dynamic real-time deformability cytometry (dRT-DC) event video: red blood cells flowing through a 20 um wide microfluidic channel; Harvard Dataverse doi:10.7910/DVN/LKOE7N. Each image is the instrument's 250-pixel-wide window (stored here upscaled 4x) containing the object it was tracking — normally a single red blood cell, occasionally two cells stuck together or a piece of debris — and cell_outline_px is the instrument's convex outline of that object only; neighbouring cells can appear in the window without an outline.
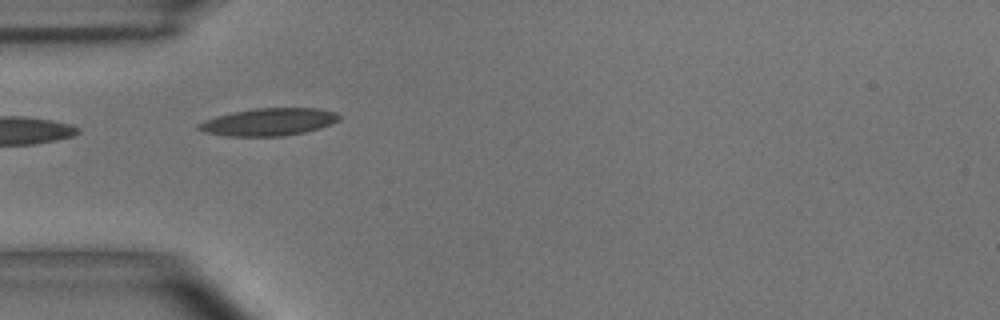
{"species": "common noctule bat (a hibernating species)", "species_latin": "Nyctalus noctula", "temperature_condition": "room temperature", "stored_images_in_passage": 8, "camera_frame_rate_fps": 3000, "um_per_image_px": 0.085, "animal": {"sex": "male", "body_mass_g": 15.6}, "frame": {"image": 1, "passage_image": 2, "time_ms": 0.333, "image_size_px": [1000, 320], "cell_outline_px": [[340, 120], [332, 124], [320, 128], [304, 132], [280, 136], [228, 136], [204, 132], [196, 128], [196, 124], [204, 120], [216, 116], [232, 112], [256, 108], [320, 108], [336, 112], [340, 116]], "centroid_in_image_um": [22.84, 10.36], "position_along_channel_um": 62.2, "area_um2": 22.6}}
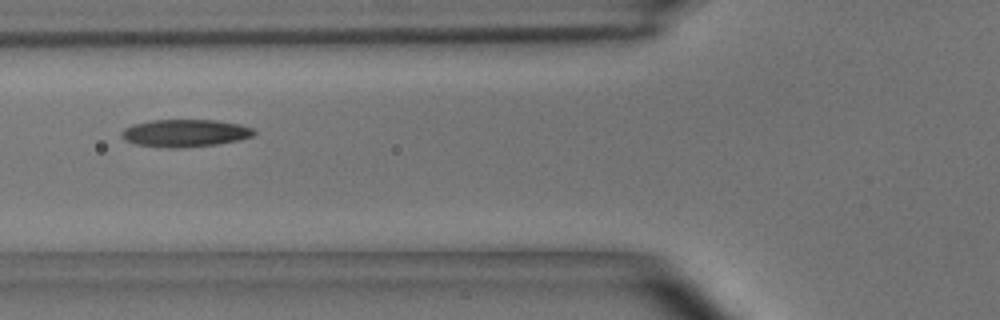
{"frame": {"image": 2, "passage_image": 3, "time_ms": 0.667, "image_size_px": [1000, 320], "cell_outline_px": [[256, 132], [252, 136], [240, 140], [216, 144], [184, 148], [168, 148], [136, 144], [124, 140], [120, 136], [120, 132], [124, 128], [132, 124], [152, 120], [216, 120], [240, 124], [252, 128]], "centroid_in_image_um": [15.7, 11.31], "position_along_channel_um": 110.1, "area_um2": 21.39}}